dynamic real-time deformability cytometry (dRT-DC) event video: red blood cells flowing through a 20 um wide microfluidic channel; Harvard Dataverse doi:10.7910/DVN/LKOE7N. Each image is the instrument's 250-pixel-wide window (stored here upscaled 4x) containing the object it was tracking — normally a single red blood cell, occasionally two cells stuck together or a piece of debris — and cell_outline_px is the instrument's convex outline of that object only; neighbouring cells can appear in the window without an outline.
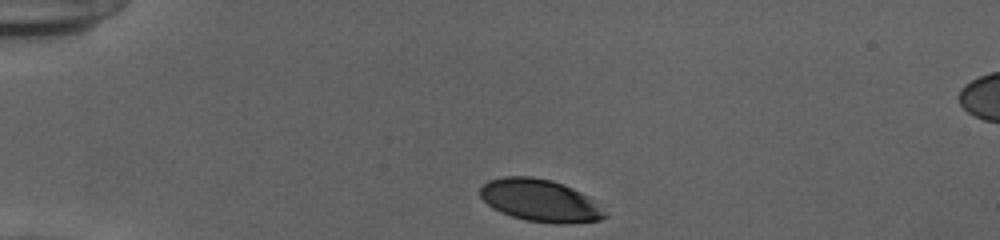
{"species": "human", "species_latin": "Homo sapiens", "temperature_condition": "cold", "stored_images_in_passage": 33, "camera_frame_rate_fps": 3000, "um_per_image_px": 0.085, "donor": {"sex": "female"}, "frame": {"image": 1, "passage_image": 1, "time_ms": 0.0, "image_size_px": [1000, 240], "cell_outline_px": [[608, 216], [600, 220], [568, 224], [552, 224], [524, 220], [500, 212], [492, 208], [480, 196], [480, 188], [488, 180], [504, 176], [532, 176], [552, 180], [564, 184], [588, 196]], "centroid_in_image_um": [45.88, 17.05], "position_along_channel_um": 39.1, "area_um2": 30.81}}
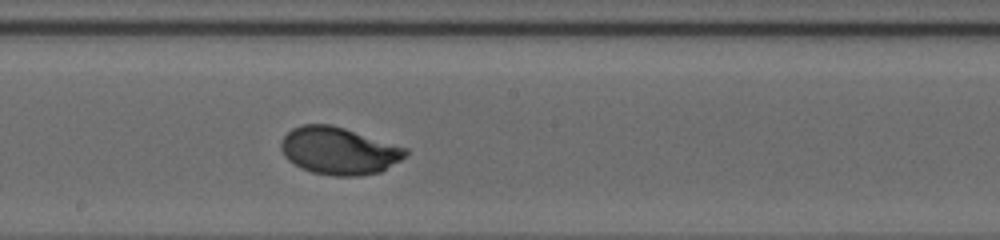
{"frame": {"image": 2, "passage_image": 19, "time_ms": 6.0, "image_size_px": [1000, 240], "cell_outline_px": [[408, 156], [380, 172], [360, 176], [332, 176], [312, 172], [300, 168], [288, 160], [284, 156], [280, 148], [280, 144], [284, 136], [292, 128], [304, 124], [332, 124], [408, 148]], "centroid_in_image_um": [28.81, 12.82], "position_along_channel_um": 219.4, "area_um2": 34.62}}
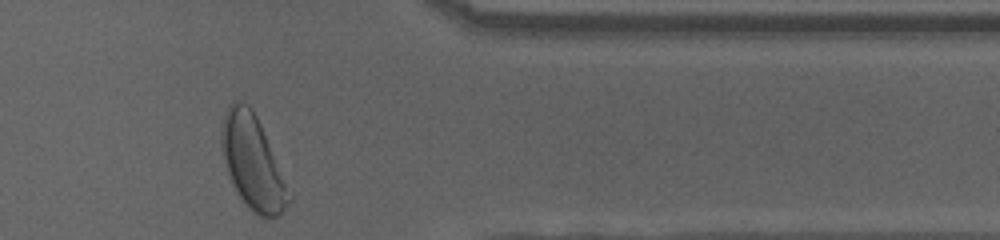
{"frame": {"image": 3, "passage_image": 33, "time_ms": 10.667, "image_size_px": [1000, 240], "cell_outline_px": [[292, 200], [276, 216], [260, 216], [252, 212], [236, 192], [232, 184], [228, 172], [220, 140], [220, 136], [224, 116], [232, 100], [236, 100], [248, 104], [252, 108], [260, 124], [292, 196]], "centroid_in_image_um": [21.46, 13.79], "position_along_channel_um": 389.9, "area_um2": 35.95}, "authors_computed_cell_mechanics": {"area_um2": 33.3506, "velocity_mm_per_s": 3.8778, "shape_relaxation_time_tau1_ms": 2.1009, "shape_relaxation_time_tau2_ms": null, "deformation_change_tau1": 0.1464, "deformation_change_tau2": null}}